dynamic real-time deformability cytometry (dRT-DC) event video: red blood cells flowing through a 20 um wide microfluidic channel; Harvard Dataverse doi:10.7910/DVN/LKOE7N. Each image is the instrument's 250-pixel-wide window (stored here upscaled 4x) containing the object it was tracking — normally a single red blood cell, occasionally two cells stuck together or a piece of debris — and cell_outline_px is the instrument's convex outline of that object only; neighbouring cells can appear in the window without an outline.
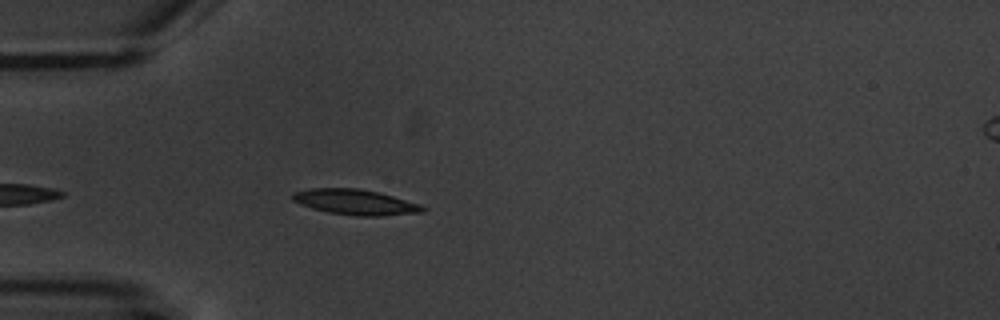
{"species": "common noctule bat (a hibernating species)", "species_latin": "Nyctalus noctula", "temperature_condition": "warm", "stored_images_in_passage": 2, "segment_of_instrument_passage": [1, 2], "camera_frame_rate_fps": 3000, "um_per_image_px": 0.085, "animal": {"sex": "male", "body_mass_g": 20.1, "forearm_length_mm": 53.5}, "frame": {"image": 1, "passage_image": 1, "time_ms": 0.0, "image_size_px": [1000, 320], "cell_outline_px": [[428, 208], [424, 212], [384, 216], [356, 216], [328, 212], [312, 208], [300, 204], [292, 200], [292, 192], [308, 188], [360, 188], [392, 196], [420, 204]], "centroid_in_image_um": [30.2, 17.18], "position_along_channel_um": 54.8, "area_um2": 19.36}}